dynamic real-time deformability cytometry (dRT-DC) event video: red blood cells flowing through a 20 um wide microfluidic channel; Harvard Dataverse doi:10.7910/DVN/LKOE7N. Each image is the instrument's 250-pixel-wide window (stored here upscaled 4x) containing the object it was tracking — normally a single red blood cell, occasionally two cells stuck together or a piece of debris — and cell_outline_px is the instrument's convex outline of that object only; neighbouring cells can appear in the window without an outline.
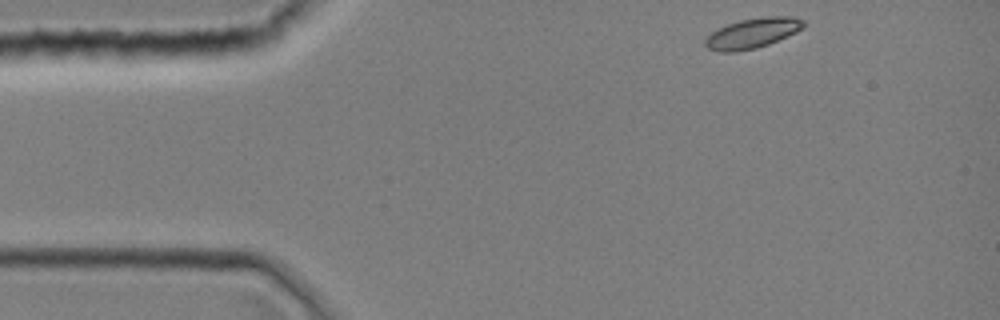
{"species": "common noctule bat (a hibernating species)", "species_latin": "Nyctalus noctula", "temperature_condition": "room temperature", "stored_images_in_passage": 6, "camera_frame_rate_fps": 3000, "um_per_image_px": 0.085, "animal": {"sex": "female", "body_mass_g": 19.0, "forearm_length_mm": 51.5}, "frame": {"image": 1, "passage_image": 1, "time_ms": 0.0, "image_size_px": [1000, 320], "cell_outline_px": [[804, 28], [796, 32], [768, 44], [756, 48], [736, 52], [720, 52], [708, 48], [704, 44], [704, 40], [712, 32], [728, 24], [740, 20], [768, 16], [792, 16], [804, 20]], "centroid_in_image_um": [63.97, 2.82], "position_along_channel_um": 21.0, "area_um2": 17.11}}